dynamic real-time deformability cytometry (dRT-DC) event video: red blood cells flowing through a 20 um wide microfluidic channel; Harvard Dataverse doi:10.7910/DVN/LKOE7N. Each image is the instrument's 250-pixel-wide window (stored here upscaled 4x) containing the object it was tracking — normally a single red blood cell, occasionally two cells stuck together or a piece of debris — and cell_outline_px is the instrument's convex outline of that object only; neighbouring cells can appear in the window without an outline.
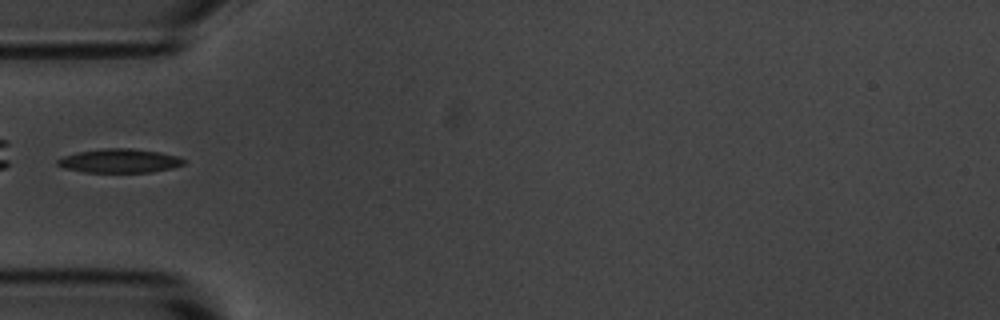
{"species": "common noctule bat (a hibernating species)", "species_latin": "Nyctalus noctula", "temperature_condition": "room temperature", "stored_images_in_passage": 6, "camera_frame_rate_fps": 3000, "um_per_image_px": 0.085, "animal": {"sex": "male", "body_mass_g": 20.1, "forearm_length_mm": 53.5}, "frame": {"image": 1, "passage_image": 6, "time_ms": 6.0, "image_size_px": [1000, 320], "cell_outline_px": [[184, 164], [172, 168], [152, 172], [84, 172], [68, 168], [56, 164], [56, 160], [64, 156], [80, 152], [108, 148], [128, 148], [160, 152], [176, 156], [184, 160]], "centroid_in_image_um": [10.18, 13.67], "position_along_channel_um": 74.8, "area_um2": 17.22}}